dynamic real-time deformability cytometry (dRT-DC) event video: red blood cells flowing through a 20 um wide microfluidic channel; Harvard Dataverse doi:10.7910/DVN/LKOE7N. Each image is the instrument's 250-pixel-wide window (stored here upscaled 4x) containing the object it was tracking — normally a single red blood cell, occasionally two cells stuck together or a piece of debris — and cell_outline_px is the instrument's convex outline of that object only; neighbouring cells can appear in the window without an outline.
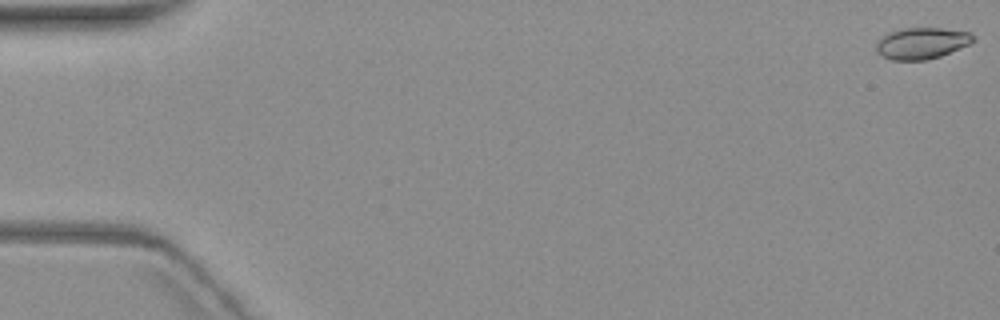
{"species": "common noctule bat (a hibernating species)", "species_latin": "Nyctalus noctula", "temperature_condition": "warm", "stored_images_in_passage": 4, "camera_frame_rate_fps": 3000, "um_per_image_px": 0.085, "animal": {"sex": "female", "body_mass_g": 19.3, "forearm_length_mm": 54.1}, "frame": {"image": 1, "passage_image": 1, "time_ms": 0.0, "image_size_px": [1000, 320], "cell_outline_px": [[976, 36], [968, 44], [940, 56], [924, 60], [892, 60], [876, 52], [876, 40], [888, 32], [904, 28], [940, 28], [968, 32]], "centroid_in_image_um": [78.29, 3.67], "position_along_channel_um": 6.7, "area_um2": 17.57}}